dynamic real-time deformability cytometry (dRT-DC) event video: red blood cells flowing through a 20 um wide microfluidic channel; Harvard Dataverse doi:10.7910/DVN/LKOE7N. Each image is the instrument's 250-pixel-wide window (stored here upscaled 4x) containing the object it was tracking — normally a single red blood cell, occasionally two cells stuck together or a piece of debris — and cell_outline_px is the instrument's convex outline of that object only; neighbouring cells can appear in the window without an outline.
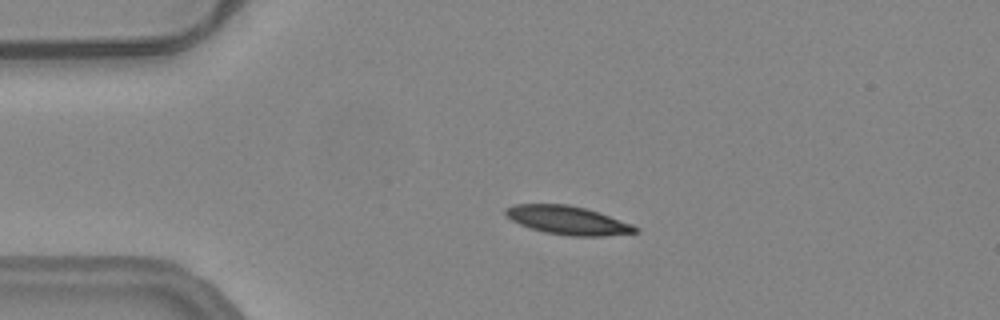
{"species": "common noctule bat (a hibernating species)", "species_latin": "Nyctalus noctula", "temperature_condition": "warm", "stored_images_in_passage": 55, "camera_frame_rate_fps": 3000, "um_per_image_px": 0.085, "animal": {"sex": "female", "body_mass_g": 24.6, "forearm_length_mm": 56.2}, "frame": {"image": 1, "passage_image": 11, "time_ms": 3.333, "image_size_px": [1000, 320], "cell_outline_px": [[640, 232], [604, 236], [568, 236], [544, 232], [520, 224], [512, 220], [504, 212], [504, 208], [512, 204], [568, 204], [584, 208], [632, 224], [640, 228]], "centroid_in_image_um": [48.26, 18.73], "position_along_channel_um": 36.7, "area_um2": 21.44}}
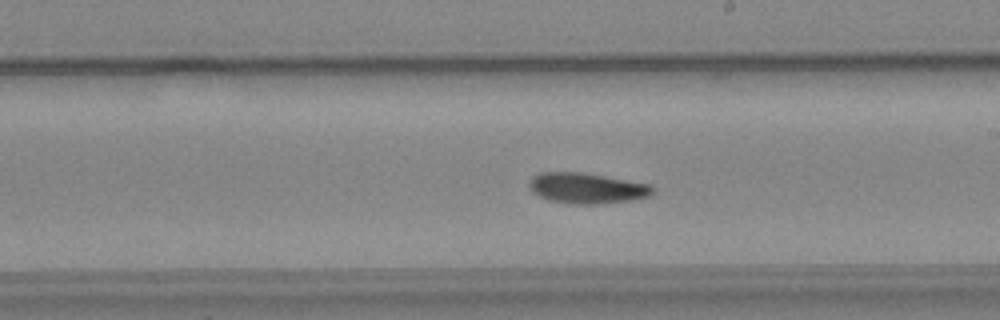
{"frame": {"image": 2, "passage_image": 30, "time_ms": 9.667, "image_size_px": [1000, 320], "cell_outline_px": [[652, 192], [648, 196], [632, 200], [600, 204], [572, 204], [548, 200], [532, 192], [528, 184], [528, 180], [532, 176], [540, 172], [584, 172], [652, 184]], "centroid_in_image_um": [49.85, 15.98], "position_along_channel_um": 239.2, "area_um2": 22.25}}
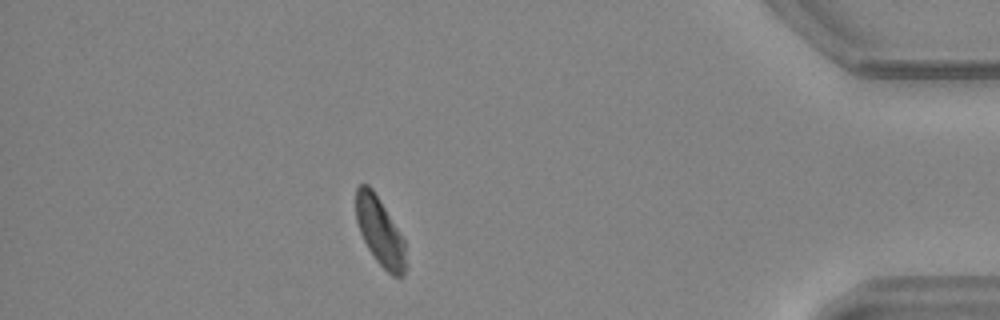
{"frame": {"image": 3, "passage_image": 47, "time_ms": 15.333, "image_size_px": [1000, 320], "cell_outline_px": [[404, 276], [392, 276], [376, 260], [368, 248], [360, 232], [356, 220], [356, 188], [360, 184], [368, 184], [372, 188], [380, 200], [404, 240]], "centroid_in_image_um": [32.26, 19.65], "position_along_channel_um": 402.9, "area_um2": 19.25}, "authors_computed_cell_mechanics": {"area_um2": 21.2704, "velocity_mm_per_s": 3.7423, "shape_relaxation_time_tau1_ms": 4.7891, "shape_relaxation_time_tau2_ms": null, "deformation_change_tau1": 0.1429, "deformation_change_tau2": null}}